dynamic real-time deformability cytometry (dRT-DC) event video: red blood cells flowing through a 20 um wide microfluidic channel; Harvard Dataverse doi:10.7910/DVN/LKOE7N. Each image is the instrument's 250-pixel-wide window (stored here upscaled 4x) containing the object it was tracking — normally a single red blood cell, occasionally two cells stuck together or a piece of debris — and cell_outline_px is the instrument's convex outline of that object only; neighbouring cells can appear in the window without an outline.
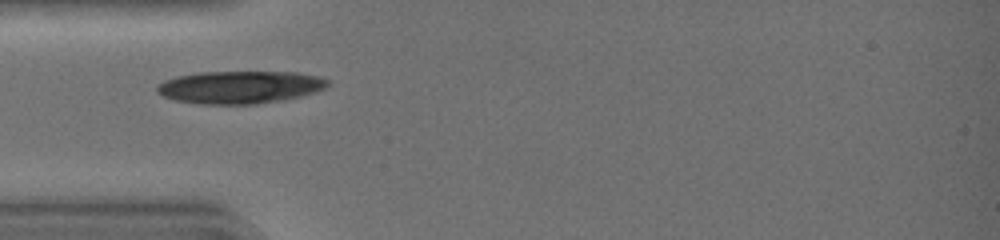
{"species": "common noctule bat (a hibernating species)", "species_latin": "Nyctalus noctula", "temperature_condition": "warm", "stored_images_in_passage": 28, "camera_frame_rate_fps": 3000, "um_per_image_px": 0.085, "animal": {"sex": "female", "body_mass_g": 19.0, "forearm_length_mm": 51.5}, "frame": {"image": 1, "passage_image": 1, "time_ms": 0.0, "image_size_px": [1000, 240], "cell_outline_px": [[332, 84], [316, 92], [284, 100], [256, 104], [200, 104], [176, 100], [164, 96], [156, 92], [156, 84], [164, 80], [176, 76], [200, 72], [296, 72], [320, 76], [328, 80]], "centroid_in_image_um": [20.4, 7.4], "position_along_channel_um": 64.6, "area_um2": 32.71}}
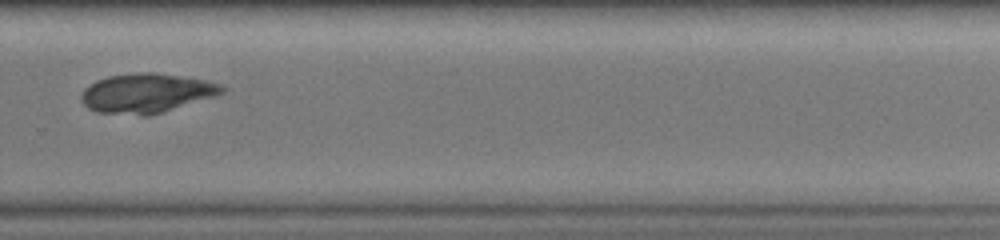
{"frame": {"image": 2, "passage_image": 18, "time_ms": 5.667, "image_size_px": [1000, 240], "cell_outline_px": [[228, 88], [224, 92], [216, 96], [148, 116], [140, 116], [96, 112], [88, 108], [80, 100], [80, 96], [84, 88], [88, 84], [96, 80], [108, 76], [140, 72], [152, 72], [208, 80], [220, 84]], "centroid_in_image_um": [12.44, 7.92], "position_along_channel_um": 317.4, "area_um2": 32.6}}
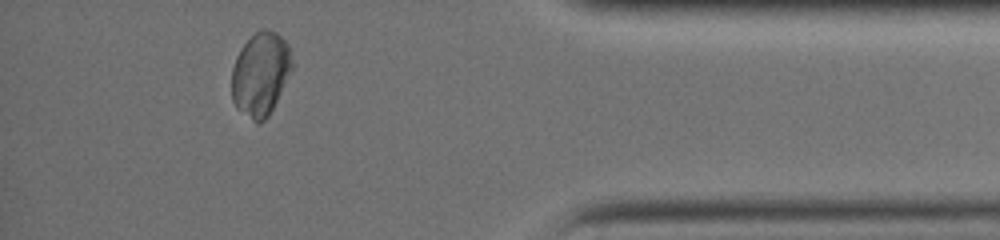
{"frame": {"image": 3, "passage_image": 26, "time_ms": 8.333, "image_size_px": [1000, 240], "cell_outline_px": [[292, 68], [268, 116], [260, 124], [256, 124], [236, 108], [232, 100], [232, 68], [236, 56], [240, 48], [260, 28], [268, 28], [276, 32], [288, 44], [292, 64]], "centroid_in_image_um": [22.12, 6.29], "position_along_channel_um": 413.1, "area_um2": 29.25}}